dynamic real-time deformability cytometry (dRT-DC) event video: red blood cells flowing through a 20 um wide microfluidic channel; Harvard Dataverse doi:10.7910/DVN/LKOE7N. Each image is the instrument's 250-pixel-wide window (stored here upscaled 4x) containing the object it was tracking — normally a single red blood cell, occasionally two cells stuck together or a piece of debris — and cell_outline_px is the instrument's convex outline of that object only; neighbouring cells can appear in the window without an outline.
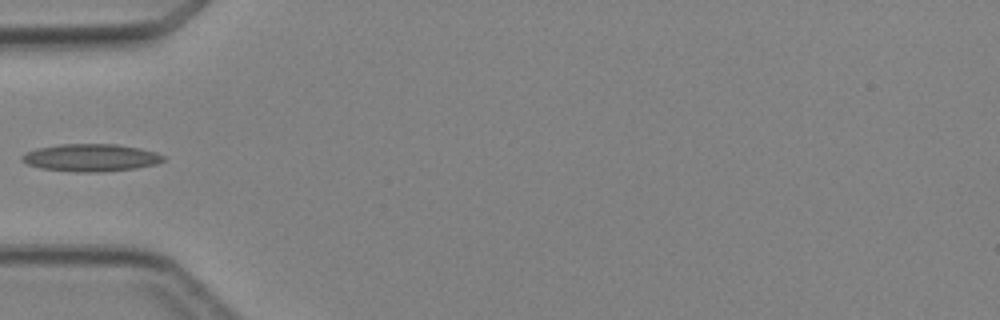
{"species": "Egyptian fruit bat (a non-hibernating species)", "species_latin": "Rousettus aegyptiacus", "temperature_condition": "cold", "stored_images_in_passage": 5, "camera_frame_rate_fps": 3000, "um_per_image_px": 0.085, "animal": {"sex": "female"}, "frame": {"image": 1, "passage_image": 5, "time_ms": 5.667, "image_size_px": [1000, 320], "cell_outline_px": [[164, 160], [156, 164], [136, 168], [100, 172], [76, 172], [40, 168], [28, 164], [20, 160], [20, 156], [24, 152], [36, 148], [60, 144], [116, 144], [140, 148], [156, 152], [164, 156]], "centroid_in_image_um": [7.68, 13.4], "position_along_channel_um": 77.3, "area_um2": 22.77}}